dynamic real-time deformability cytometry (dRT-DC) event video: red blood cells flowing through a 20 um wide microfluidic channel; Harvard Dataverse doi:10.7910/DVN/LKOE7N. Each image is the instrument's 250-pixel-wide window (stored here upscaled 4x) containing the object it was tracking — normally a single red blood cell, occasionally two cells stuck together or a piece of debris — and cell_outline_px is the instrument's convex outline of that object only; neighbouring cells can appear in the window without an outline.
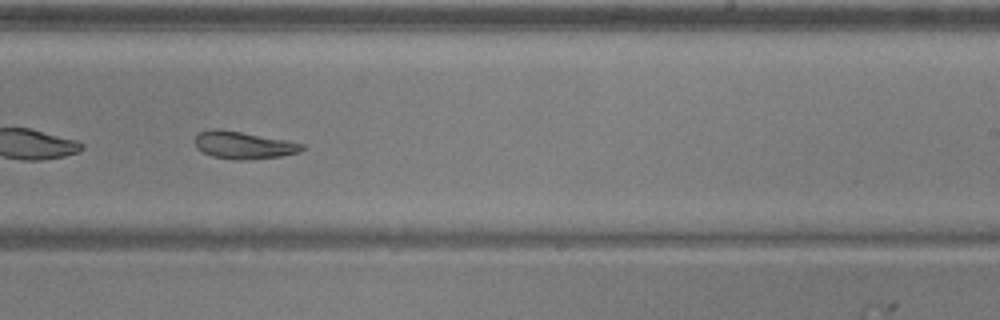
{"species": "common noctule bat (a hibernating species)", "species_latin": "Nyctalus noctula", "temperature_condition": "warm", "stored_images_in_passage": 38, "camera_frame_rate_fps": 3000, "um_per_image_px": 0.085, "animal": {"sex": "male", "body_mass_g": 20.5, "forearm_length_mm": 52.5}, "frame": {"image": 1, "passage_image": 27, "time_ms": 8.667, "image_size_px": [1000, 320], "cell_outline_px": [[304, 148], [300, 152], [280, 156], [244, 160], [236, 160], [212, 156], [196, 148], [196, 136], [200, 132], [212, 128], [216, 128], [288, 140], [304, 144]], "centroid_in_image_um": [20.71, 12.33], "position_along_channel_um": 268.3, "area_um2": 16.94}, "authors_computed_cell_mechanics": {"area_um2": 17.9758, "velocity_mm_per_s": 3.9882, "shape_relaxation_time_tau1_ms": null, "shape_relaxation_time_tau2_ms": 5.3315, "deformation_change_tau1": null, "deformation_change_tau2": 0.1144}}